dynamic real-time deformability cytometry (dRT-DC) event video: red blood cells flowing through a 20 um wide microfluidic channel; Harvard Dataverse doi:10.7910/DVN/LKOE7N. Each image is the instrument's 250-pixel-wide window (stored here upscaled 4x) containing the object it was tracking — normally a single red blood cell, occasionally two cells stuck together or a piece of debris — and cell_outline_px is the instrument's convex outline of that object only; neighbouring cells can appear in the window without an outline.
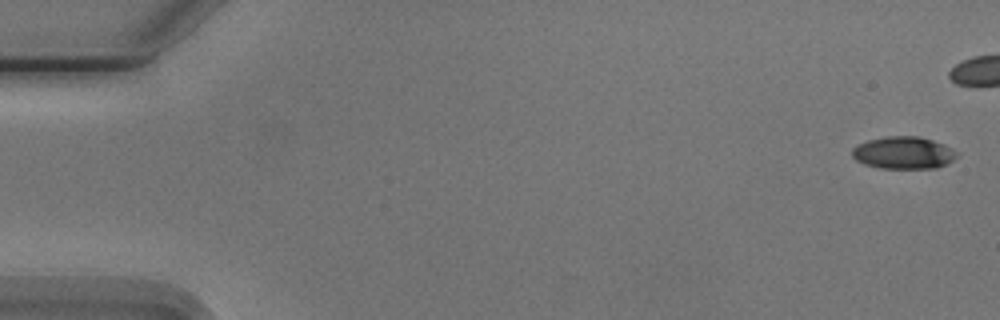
{"species": "Egyptian fruit bat (a non-hibernating species)", "species_latin": "Rousettus aegyptiacus", "temperature_condition": "cold", "stored_images_in_passage": 6, "camera_frame_rate_fps": 3000, "um_per_image_px": 0.085, "animal": {"sex": "male"}, "frame": {"image": 1, "passage_image": 1, "time_ms": 0.0, "image_size_px": [1000, 320], "cell_outline_px": [[956, 156], [948, 164], [936, 168], [880, 168], [864, 164], [856, 160], [852, 156], [852, 148], [856, 144], [868, 140], [884, 136], [920, 136], [944, 144], [952, 148], [956, 152]], "centroid_in_image_um": [76.77, 12.98], "position_along_channel_um": 8.2, "area_um2": 19.83}}
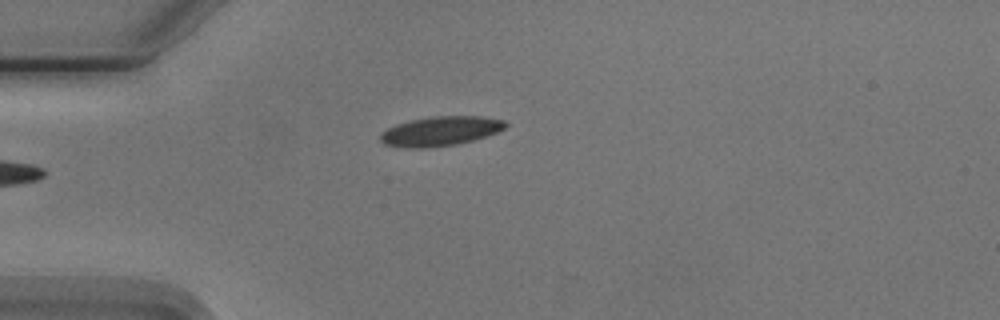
{"frame": {"image": 2, "passage_image": 6, "time_ms": 6.0, "image_size_px": [1000, 320], "cell_outline_px": [[508, 124], [504, 128], [496, 132], [472, 140], [456, 144], [424, 148], [400, 148], [384, 144], [380, 140], [380, 132], [396, 124], [412, 120], [432, 116], [480, 116], [504, 120]], "centroid_in_image_um": [37.38, 11.15], "position_along_channel_um": 47.6, "area_um2": 21.39}}